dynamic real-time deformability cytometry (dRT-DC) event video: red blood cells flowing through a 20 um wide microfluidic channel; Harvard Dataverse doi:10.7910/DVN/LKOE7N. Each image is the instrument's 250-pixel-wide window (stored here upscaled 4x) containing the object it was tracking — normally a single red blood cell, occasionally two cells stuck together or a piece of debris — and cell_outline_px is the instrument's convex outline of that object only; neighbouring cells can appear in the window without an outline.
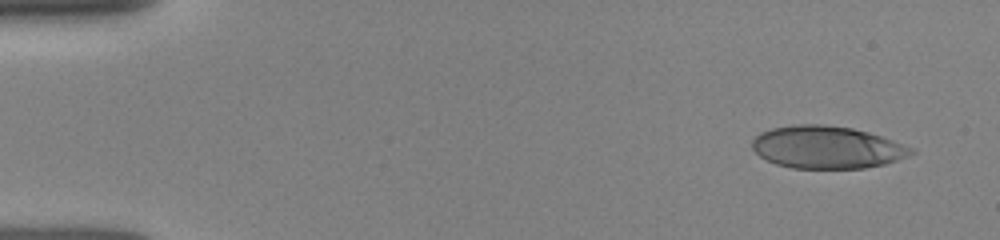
{"species": "human", "species_latin": "Homo sapiens", "temperature_condition": "room temperature", "stored_images_in_passage": 13, "camera_frame_rate_fps": 3000, "um_per_image_px": 0.085, "donor": {"sex": "female"}, "frame": {"image": 1, "passage_image": 1, "time_ms": 0.0, "image_size_px": [1000, 240], "cell_outline_px": [[916, 152], [908, 156], [884, 164], [864, 168], [792, 168], [776, 164], [760, 156], [752, 148], [752, 140], [760, 132], [772, 128], [792, 124], [824, 124], [852, 128], [868, 132], [892, 140], [912, 148]], "centroid_in_image_um": [70.26, 12.51], "position_along_channel_um": 14.7, "area_um2": 39.25}}
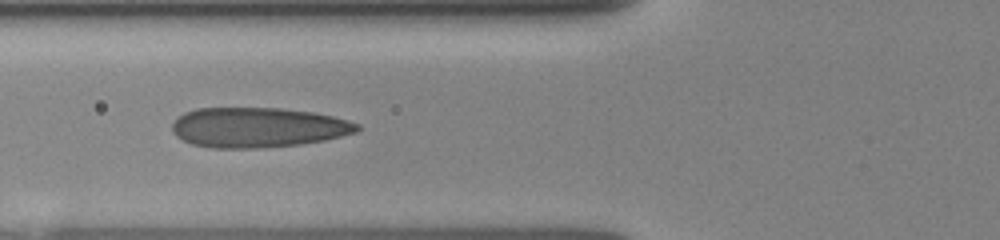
{"frame": {"image": 2, "passage_image": 8, "time_ms": 5.0, "image_size_px": [1000, 240], "cell_outline_px": [[360, 128], [356, 132], [324, 140], [300, 144], [256, 148], [212, 148], [192, 144], [176, 136], [172, 132], [172, 124], [184, 112], [196, 108], [280, 108], [312, 112], [332, 116], [348, 120], [360, 124]], "centroid_in_image_um": [21.91, 10.83], "position_along_channel_um": 103.9, "area_um2": 43.0}}
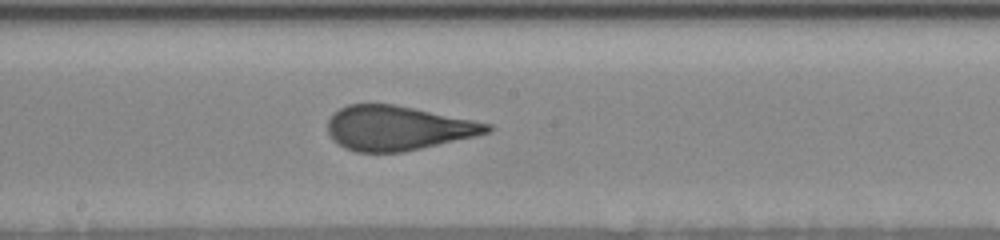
{"frame": {"image": 3, "passage_image": 13, "time_ms": 7.667, "image_size_px": [1000, 240], "cell_outline_px": [[496, 128], [492, 132], [476, 136], [420, 148], [400, 152], [356, 152], [344, 148], [332, 140], [328, 132], [328, 120], [340, 108], [348, 104], [392, 104], [492, 124]], "centroid_in_image_um": [33.81, 10.89], "position_along_channel_um": 214.4, "area_um2": 41.04}}